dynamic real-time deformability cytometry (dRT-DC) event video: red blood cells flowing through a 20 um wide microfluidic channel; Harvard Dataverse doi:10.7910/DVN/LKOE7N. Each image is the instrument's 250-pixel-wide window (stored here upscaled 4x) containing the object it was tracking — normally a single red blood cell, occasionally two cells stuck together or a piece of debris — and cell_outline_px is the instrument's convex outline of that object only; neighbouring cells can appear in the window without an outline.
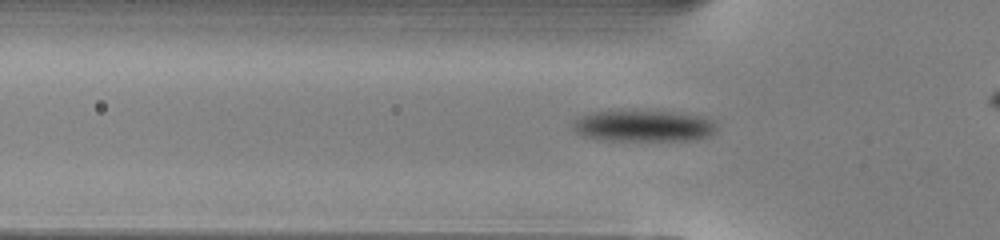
{"species": "common noctule bat (a hibernating species)", "species_latin": "Nyctalus noctula", "temperature_condition": "warm", "stored_images_in_passage": 36, "camera_frame_rate_fps": 3000, "um_per_image_px": 0.085, "animal": {"sex": "male", "body_mass_g": 13.0, "forearm_length_mm": 53.1}, "frame": {"image": 1, "passage_image": 11, "time_ms": 3.333, "image_size_px": [1000, 240], "cell_outline_px": [[716, 132], [708, 136], [692, 140], [608, 140], [584, 136], [576, 132], [572, 128], [572, 120], [580, 116], [592, 112], [620, 108], [632, 108], [680, 112], [704, 116], [712, 120], [716, 124]], "centroid_in_image_um": [54.68, 10.64], "position_along_channel_um": 71.1, "area_um2": 27.51}}
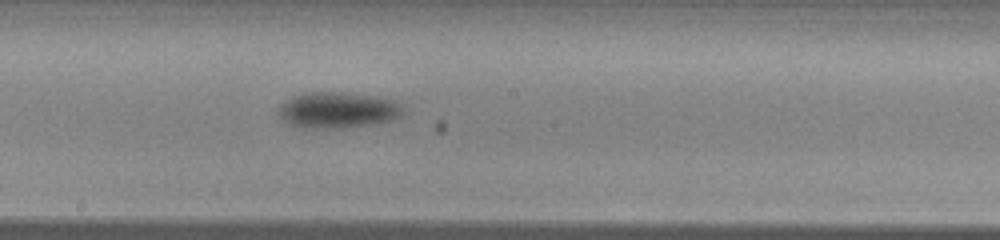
{"frame": {"image": 2, "passage_image": 22, "time_ms": 7.0, "image_size_px": [1000, 240], "cell_outline_px": [[404, 112], [400, 116], [392, 120], [368, 124], [340, 128], [304, 128], [292, 124], [280, 116], [280, 108], [292, 96], [308, 92], [344, 92], [376, 96], [396, 100], [404, 108]], "centroid_in_image_um": [28.79, 9.34], "position_along_channel_um": 219.4, "area_um2": 25.84}}
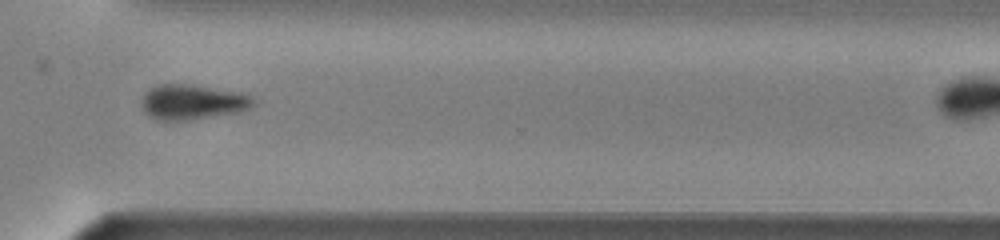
{"frame": {"image": 3, "passage_image": 32, "time_ms": 10.333, "image_size_px": [1000, 240], "cell_outline_px": [[256, 104], [252, 108], [236, 112], [188, 120], [156, 120], [148, 116], [144, 112], [140, 100], [152, 88], [160, 84], [188, 84], [248, 92], [256, 100]], "centroid_in_image_um": [16.43, 8.66], "position_along_channel_um": 354.2, "area_um2": 23.12}}